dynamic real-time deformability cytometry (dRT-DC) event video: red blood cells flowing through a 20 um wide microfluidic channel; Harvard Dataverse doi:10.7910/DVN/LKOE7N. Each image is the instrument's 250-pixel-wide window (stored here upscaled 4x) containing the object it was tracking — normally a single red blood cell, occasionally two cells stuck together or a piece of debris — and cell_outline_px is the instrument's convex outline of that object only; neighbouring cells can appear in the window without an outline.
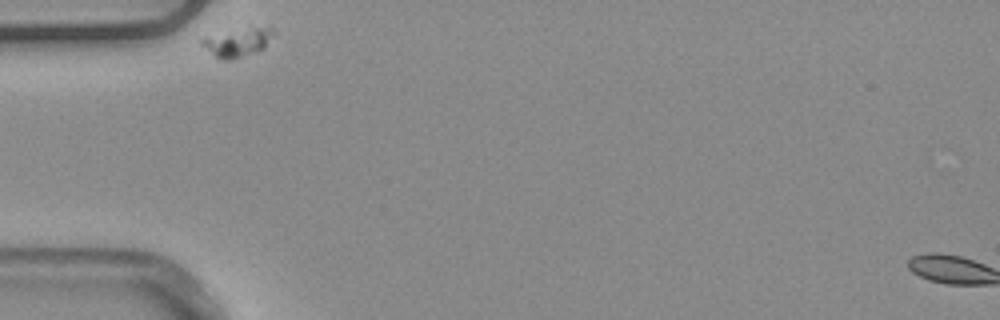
{"species": "common noctule bat (a hibernating species)", "species_latin": "Nyctalus noctula", "temperature_condition": "warm", "stored_images_in_passage": 33, "camera_frame_rate_fps": 3000, "um_per_image_px": 0.085, "animal": {"sex": "male", "body_mass_g": 20.4}, "frame": {"image": 1, "passage_image": 1, "time_ms": 0.0, "image_size_px": [1000, 320], "cell_outline_px": [[276, 32], [264, 48], [256, 52], [228, 60], [224, 60], [216, 56], [200, 44], [200, 40], [252, 24], [272, 24]], "centroid_in_image_um": [20.37, 3.51], "position_along_channel_um": 64.6, "area_um2": 12.25}}
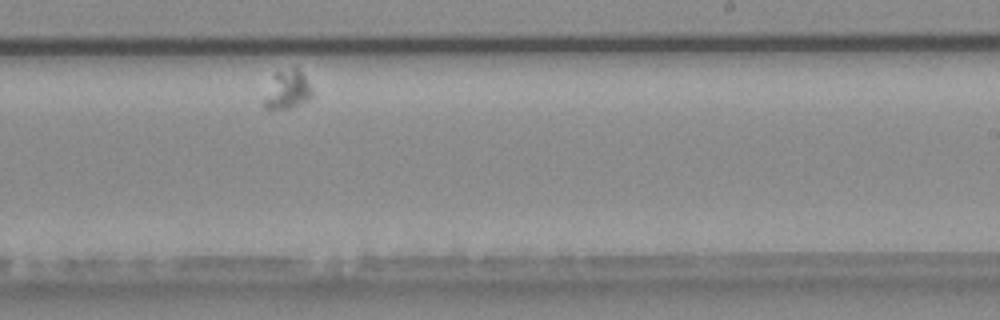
{"frame": {"image": 2, "passage_image": 22, "time_ms": 7.0, "image_size_px": [1000, 320], "cell_outline_px": [[312, 96], [308, 100], [292, 108], [264, 108], [260, 104], [276, 72], [292, 68], [296, 68], [304, 76], [312, 88]], "centroid_in_image_um": [24.41, 7.67], "position_along_channel_um": 264.6, "area_um2": 10.64}}
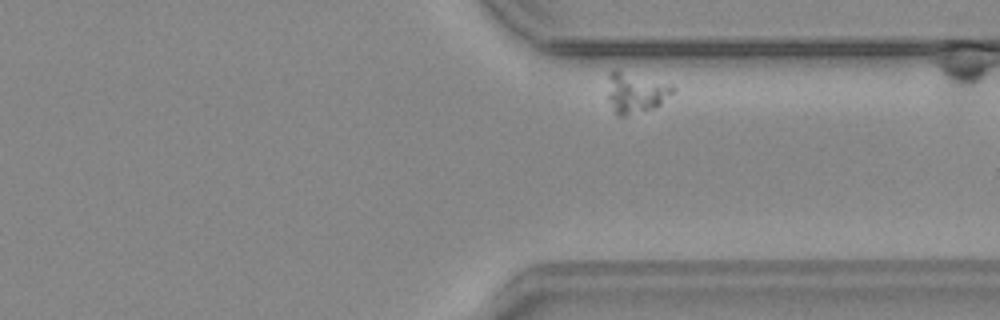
{"frame": {"image": 3, "passage_image": 31, "time_ms": 10.0, "image_size_px": [1000, 320], "cell_outline_px": [[676, 88], [660, 104], [652, 108], [624, 116], [616, 116], [612, 112], [608, 100], [608, 72], [612, 68], [616, 68], [672, 84]], "centroid_in_image_um": [53.97, 7.84], "position_along_channel_um": 357.4, "area_um2": 15.72}}